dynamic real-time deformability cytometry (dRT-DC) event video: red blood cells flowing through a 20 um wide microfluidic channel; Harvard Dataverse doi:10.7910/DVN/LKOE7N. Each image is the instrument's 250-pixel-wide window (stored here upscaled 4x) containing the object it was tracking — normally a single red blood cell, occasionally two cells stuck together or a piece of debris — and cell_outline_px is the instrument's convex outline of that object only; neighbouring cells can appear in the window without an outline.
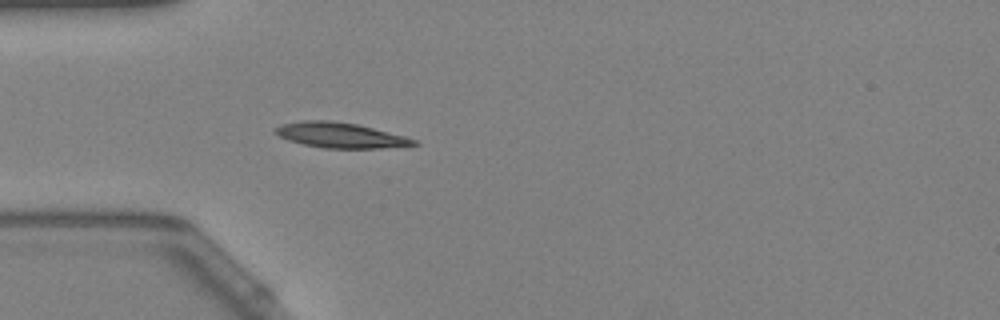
{"species": "Egyptian fruit bat (a non-hibernating species)", "species_latin": "Rousettus aegyptiacus", "temperature_condition": "warm", "stored_images_in_passage": 40, "camera_frame_rate_fps": 3000, "um_per_image_px": 0.085, "animal": {"sex": "female"}, "frame": {"image": 1, "passage_image": 1, "time_ms": 0.0, "image_size_px": [1000, 320], "cell_outline_px": [[420, 144], [380, 148], [324, 148], [304, 144], [288, 140], [272, 132], [272, 128], [280, 124], [304, 120], [332, 120], [356, 124], [404, 136], [416, 140]], "centroid_in_image_um": [28.85, 11.48], "position_along_channel_um": 56.1, "area_um2": 20.29}}
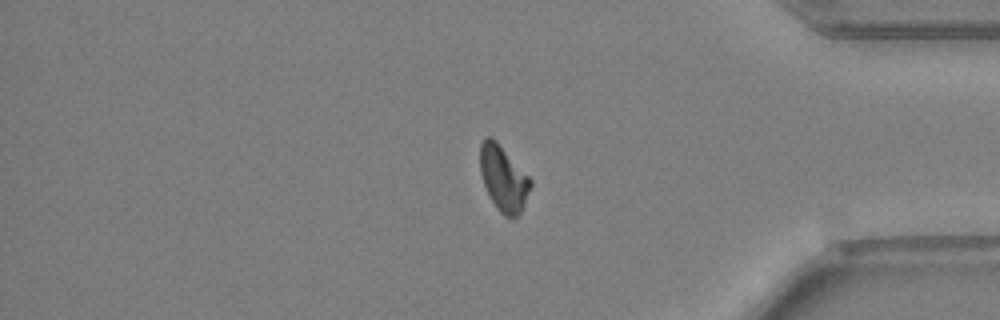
{"frame": {"image": 2, "passage_image": 31, "time_ms": 10.0, "image_size_px": [1000, 320], "cell_outline_px": [[532, 184], [524, 204], [520, 212], [516, 216], [504, 216], [500, 212], [492, 200], [484, 184], [480, 172], [480, 144], [484, 136], [492, 136], [496, 140], [532, 180]], "centroid_in_image_um": [42.78, 15.11], "position_along_channel_um": 392.4, "area_um2": 18.96}}
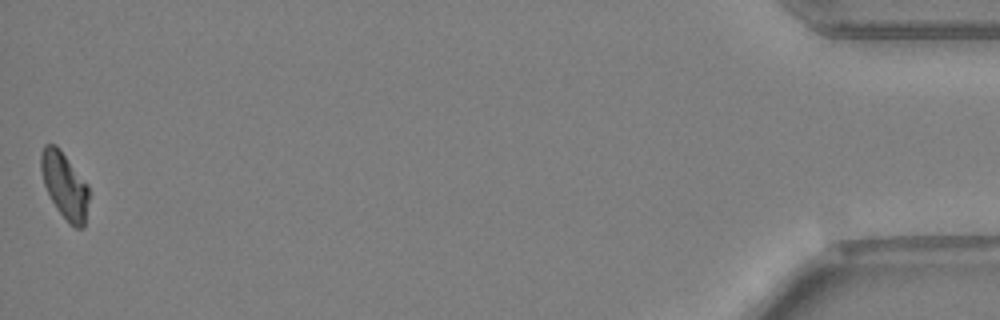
{"frame": {"image": 3, "passage_image": 40, "time_ms": 13.0, "image_size_px": [1000, 320], "cell_outline_px": [[88, 200], [84, 228], [76, 228], [68, 224], [56, 208], [44, 184], [40, 168], [40, 152], [44, 144], [56, 144], [88, 184]], "centroid_in_image_um": [5.48, 15.76], "position_along_channel_um": 429.7, "area_um2": 18.55}, "authors_computed_cell_mechanics": {"area_um2": 19.2474, "velocity_mm_per_s": 3.6594, "shape_relaxation_time_tau1_ms": 4.9958, "shape_relaxation_time_tau2_ms": 4.0181, "deformation_change_tau1": 0.1458, "deformation_change_tau2": 0.0875}}